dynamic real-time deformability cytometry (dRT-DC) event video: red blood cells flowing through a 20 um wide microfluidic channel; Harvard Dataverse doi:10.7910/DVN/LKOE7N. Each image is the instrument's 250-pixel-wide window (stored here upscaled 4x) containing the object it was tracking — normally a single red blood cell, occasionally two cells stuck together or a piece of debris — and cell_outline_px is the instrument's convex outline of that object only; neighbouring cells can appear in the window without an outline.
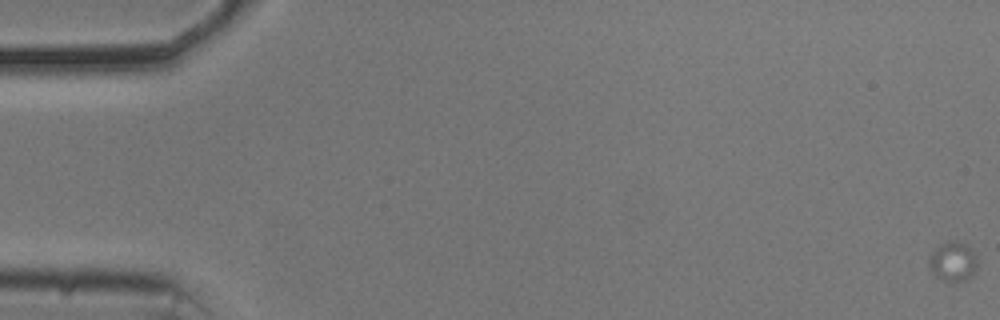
{"species": "common noctule bat (a hibernating species)", "species_latin": "Nyctalus noctula", "temperature_condition": "cold", "stored_images_in_passage": 19, "camera_frame_rate_fps": 3000, "um_per_image_px": 0.085, "animal": {"sex": "male", "body_mass_g": 20.5, "forearm_length_mm": 52.5}, "frame": {"image": 1, "passage_image": 1, "time_ms": 0.0, "image_size_px": [1000, 320], "cell_outline_px": [[976, 268], [972, 276], [964, 280], [944, 280], [936, 276], [932, 272], [928, 260], [932, 252], [940, 244], [956, 240], [964, 244], [972, 252], [976, 260]], "centroid_in_image_um": [80.98, 22.23], "position_along_channel_um": 4.0, "area_um2": 10.64}}